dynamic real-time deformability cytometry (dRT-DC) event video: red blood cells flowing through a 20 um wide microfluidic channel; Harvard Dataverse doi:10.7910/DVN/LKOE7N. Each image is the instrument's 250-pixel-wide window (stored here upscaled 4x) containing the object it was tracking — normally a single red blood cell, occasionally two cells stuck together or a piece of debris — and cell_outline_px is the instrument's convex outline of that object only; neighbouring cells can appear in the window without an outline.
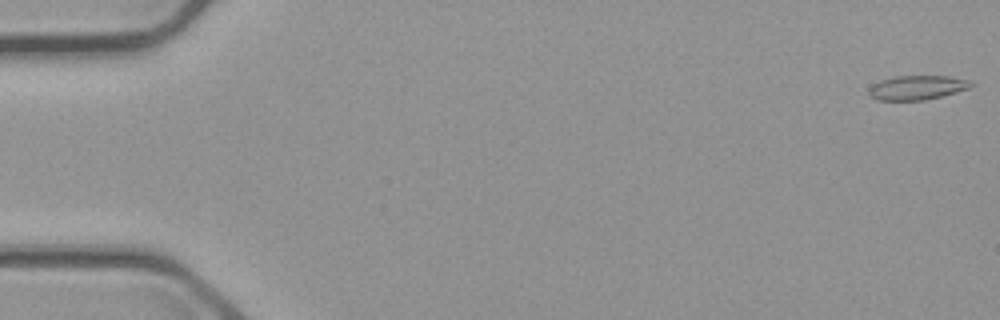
{"species": "common noctule bat (a hibernating species)", "species_latin": "Nyctalus noctula", "temperature_condition": "cold", "stored_images_in_passage": 5, "camera_frame_rate_fps": 3000, "um_per_image_px": 0.085, "animal": {"sex": "male", "body_mass_g": 23.1, "forearm_length_mm": 52.7}, "frame": {"image": 1, "passage_image": 1, "time_ms": 0.0, "image_size_px": [1000, 320], "cell_outline_px": [[972, 84], [968, 88], [956, 92], [924, 100], [876, 100], [868, 92], [868, 88], [872, 84], [880, 80], [892, 76], [948, 76], [972, 80]], "centroid_in_image_um": [77.92, 7.43], "position_along_channel_um": 7.1, "area_um2": 14.45}}